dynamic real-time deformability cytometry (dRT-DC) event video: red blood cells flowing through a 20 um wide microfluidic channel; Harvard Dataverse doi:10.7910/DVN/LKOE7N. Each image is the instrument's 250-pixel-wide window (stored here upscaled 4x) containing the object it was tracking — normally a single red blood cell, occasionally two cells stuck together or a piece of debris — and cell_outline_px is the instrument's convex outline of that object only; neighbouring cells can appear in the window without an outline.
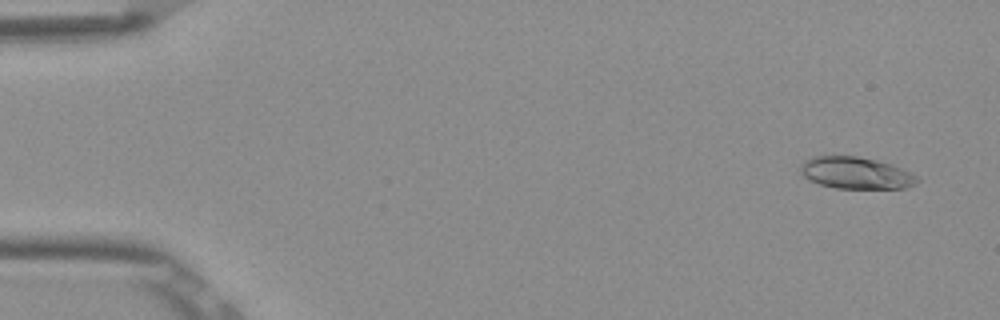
{"species": "Egyptian fruit bat (a non-hibernating species)", "species_latin": "Rousettus aegyptiacus", "temperature_condition": "room temperature", "stored_images_in_passage": 8, "camera_frame_rate_fps": 3000, "um_per_image_px": 0.085, "frame": {"image": 1, "passage_image": 1, "time_ms": 0.0, "image_size_px": [1000, 320], "cell_outline_px": [[920, 180], [916, 184], [904, 188], [836, 188], [820, 184], [808, 180], [800, 172], [800, 164], [804, 160], [812, 156], [856, 156], [876, 160], [892, 164], [912, 172]], "centroid_in_image_um": [72.74, 14.69], "position_along_channel_um": 12.3, "area_um2": 21.79}}
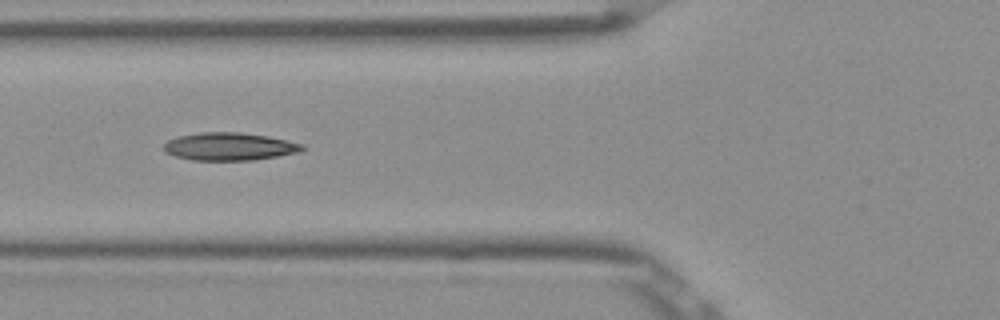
{"frame": {"image": 2, "passage_image": 6, "time_ms": 1.667, "image_size_px": [1000, 320], "cell_outline_px": [[304, 148], [300, 152], [252, 160], [192, 160], [176, 156], [164, 152], [164, 144], [168, 140], [180, 136], [200, 132], [240, 132], [268, 136], [304, 144]], "centroid_in_image_um": [19.5, 12.45], "position_along_channel_um": 106.3, "area_um2": 22.31}}
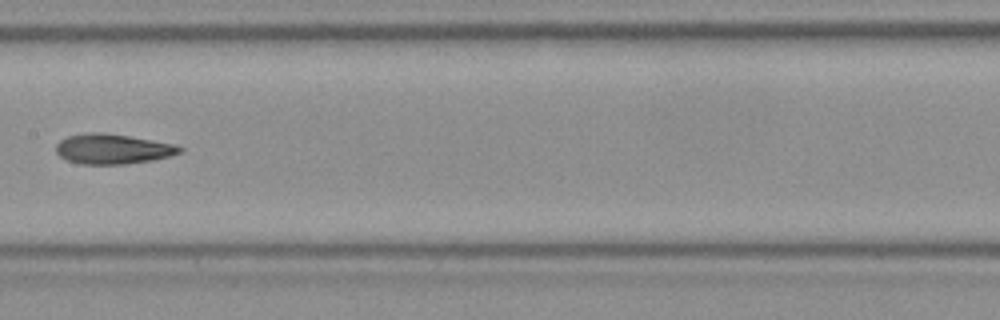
{"frame": {"image": 3, "passage_image": 8, "time_ms": 2.333, "image_size_px": [1000, 320], "cell_outline_px": [[184, 152], [172, 156], [152, 160], [124, 164], [80, 164], [68, 160], [60, 156], [56, 152], [56, 144], [60, 140], [68, 136], [92, 132], [104, 132], [176, 144], [184, 148]], "centroid_in_image_um": [9.62, 12.66], "position_along_channel_um": 197.8, "area_um2": 21.73}}